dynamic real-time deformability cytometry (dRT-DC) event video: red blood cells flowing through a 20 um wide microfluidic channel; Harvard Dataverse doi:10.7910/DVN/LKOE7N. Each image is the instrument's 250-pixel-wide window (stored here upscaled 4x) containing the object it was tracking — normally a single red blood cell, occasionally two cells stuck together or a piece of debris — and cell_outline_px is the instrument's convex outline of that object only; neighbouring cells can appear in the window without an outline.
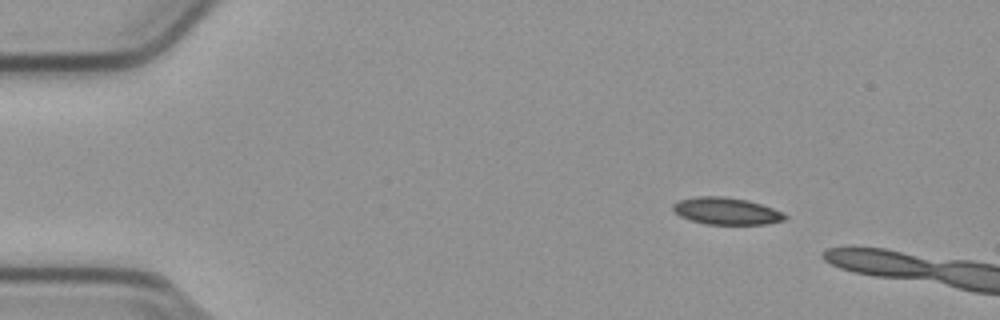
{"species": "common noctule bat (a hibernating species)", "species_latin": "Nyctalus noctula", "temperature_condition": "cold", "stored_images_in_passage": 8, "camera_frame_rate_fps": 3000, "um_per_image_px": 0.085, "animal": {"sex": "male", "body_mass_g": 23.1, "forearm_length_mm": 52.7}, "frame": {"image": 1, "passage_image": 1, "time_ms": 0.0, "image_size_px": [1000, 320], "cell_outline_px": [[788, 216], [784, 220], [768, 224], [708, 224], [692, 220], [680, 216], [672, 208], [672, 204], [680, 200], [696, 196], [724, 196], [748, 200], [784, 212]], "centroid_in_image_um": [61.77, 17.93], "position_along_channel_um": 23.2, "area_um2": 17.57}}